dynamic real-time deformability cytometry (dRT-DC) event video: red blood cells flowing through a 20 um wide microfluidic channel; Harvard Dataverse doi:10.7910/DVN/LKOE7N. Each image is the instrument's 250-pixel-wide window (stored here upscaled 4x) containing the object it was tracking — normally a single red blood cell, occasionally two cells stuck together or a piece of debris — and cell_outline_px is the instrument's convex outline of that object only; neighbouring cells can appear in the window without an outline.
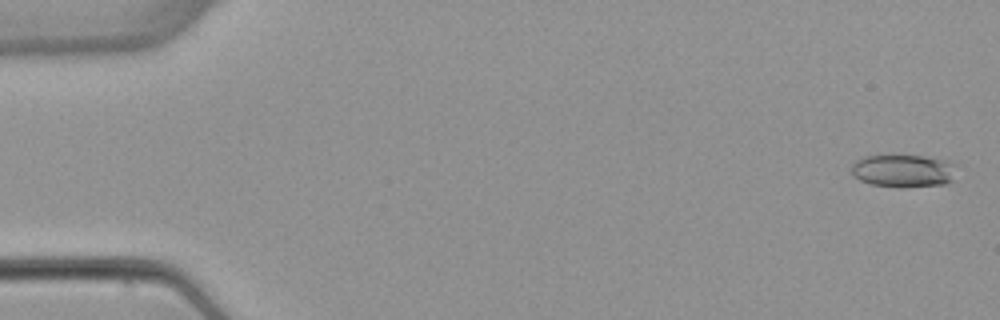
{"species": "common noctule bat (a hibernating species)", "species_latin": "Nyctalus noctula", "temperature_condition": "warm", "stored_images_in_passage": 6, "camera_frame_rate_fps": 3000, "um_per_image_px": 0.085, "animal": {"sex": "female", "body_mass_g": 22.7, "forearm_length_mm": 54.2}, "frame": {"image": 1, "passage_image": 1, "time_ms": 0.0, "image_size_px": [1000, 320], "cell_outline_px": [[960, 164], [952, 180], [948, 184], [904, 188], [896, 188], [872, 184], [860, 180], [852, 172], [852, 164], [856, 160], [864, 156], [920, 156], [948, 160]], "centroid_in_image_um": [76.88, 14.54], "position_along_channel_um": 8.1, "area_um2": 20.46}}
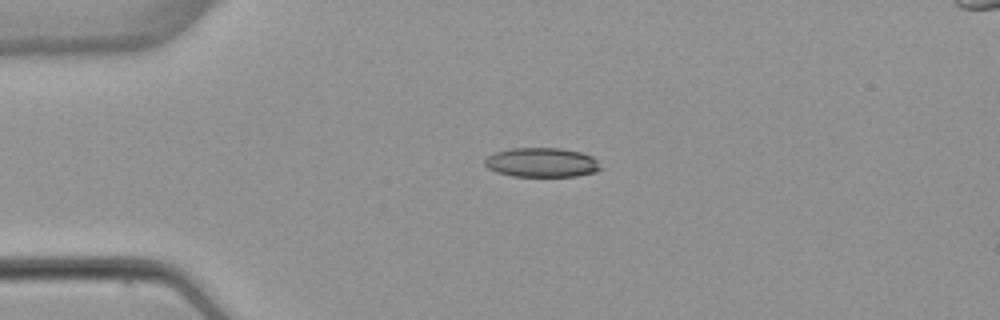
{"frame": {"image": 2, "passage_image": 4, "time_ms": 3.667, "image_size_px": [1000, 320], "cell_outline_px": [[604, 168], [596, 172], [576, 176], [512, 176], [496, 172], [488, 168], [484, 164], [484, 160], [488, 156], [496, 152], [512, 148], [560, 148], [580, 152], [592, 156]], "centroid_in_image_um": [46.07, 13.81], "position_along_channel_um": 38.9, "area_um2": 19.88}}